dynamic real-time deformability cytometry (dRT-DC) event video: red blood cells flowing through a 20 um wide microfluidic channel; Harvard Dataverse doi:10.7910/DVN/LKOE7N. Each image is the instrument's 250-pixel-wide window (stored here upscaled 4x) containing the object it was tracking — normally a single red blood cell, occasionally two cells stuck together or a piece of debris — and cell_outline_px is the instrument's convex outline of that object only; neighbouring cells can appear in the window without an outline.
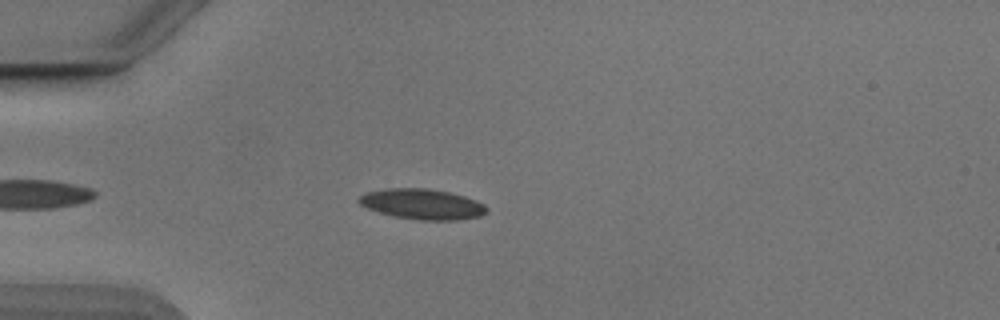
{"species": "Egyptian fruit bat (a non-hibernating species)", "species_latin": "Rousettus aegyptiacus", "temperature_condition": "cold", "stored_images_in_passage": 46, "camera_frame_rate_fps": 3000, "um_per_image_px": 0.085, "animal": {"sex": "male"}, "frame": {"image": 1, "passage_image": 7, "time_ms": 2.0, "image_size_px": [1000, 320], "cell_outline_px": [[488, 212], [480, 216], [456, 220], [420, 220], [396, 216], [380, 212], [368, 208], [360, 204], [356, 200], [360, 196], [368, 192], [388, 188], [428, 188], [448, 192], [464, 196], [476, 200], [484, 204], [488, 208]], "centroid_in_image_um": [35.92, 17.35], "position_along_channel_um": 49.1, "area_um2": 22.48}}
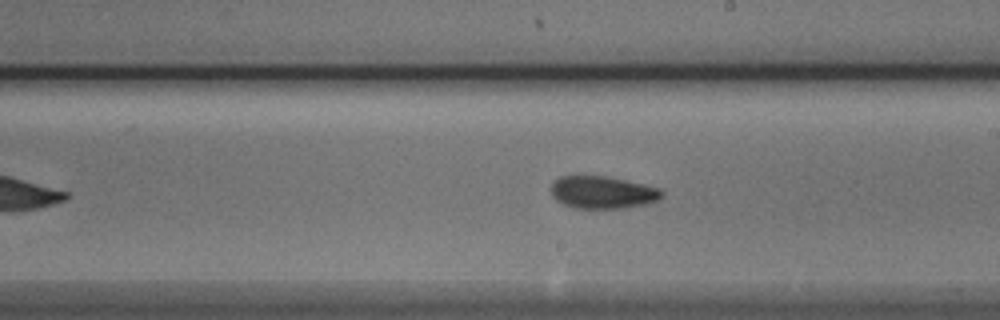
{"frame": {"image": 2, "passage_image": 23, "time_ms": 7.333, "image_size_px": [1000, 320], "cell_outline_px": [[664, 196], [648, 204], [620, 208], [572, 208], [556, 200], [552, 196], [552, 184], [560, 176], [608, 176], [660, 188], [664, 192]], "centroid_in_image_um": [51.24, 16.35], "position_along_channel_um": 237.8, "area_um2": 20.92}}
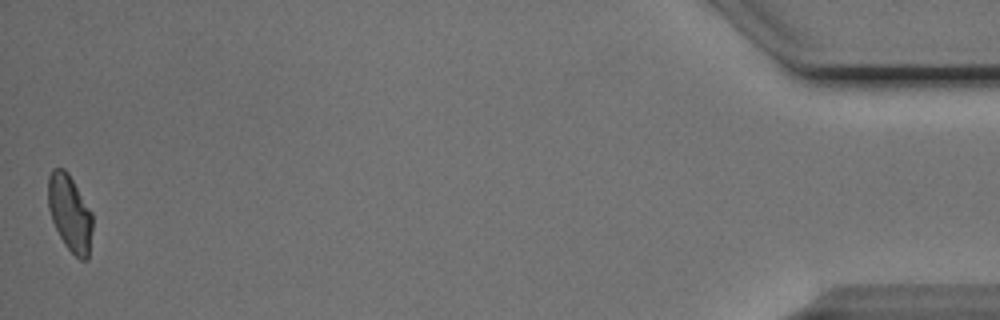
{"frame": {"image": 3, "passage_image": 45, "time_ms": 14.667, "image_size_px": [1000, 320], "cell_outline_px": [[92, 228], [88, 260], [80, 260], [64, 244], [52, 220], [48, 208], [48, 176], [52, 168], [64, 168], [68, 172], [92, 212]], "centroid_in_image_um": [5.93, 18.09], "position_along_channel_um": 429.3, "area_um2": 19.77}}